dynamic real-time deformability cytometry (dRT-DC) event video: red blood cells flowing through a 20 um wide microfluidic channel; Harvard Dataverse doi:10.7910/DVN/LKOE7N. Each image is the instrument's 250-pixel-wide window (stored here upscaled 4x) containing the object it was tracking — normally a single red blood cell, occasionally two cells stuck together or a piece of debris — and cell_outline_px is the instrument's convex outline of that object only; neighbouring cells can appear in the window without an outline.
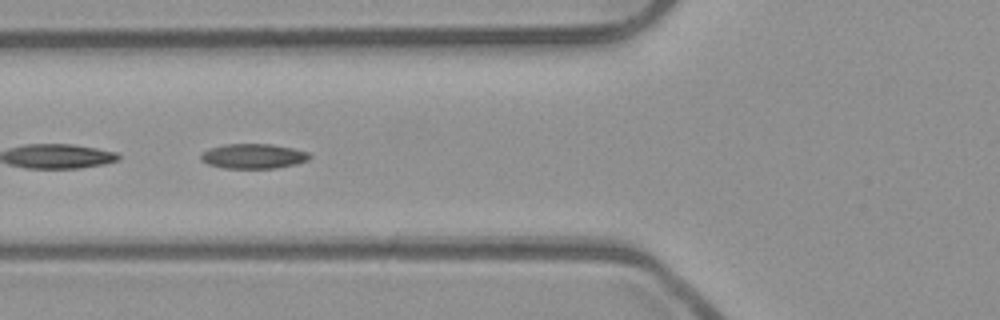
{"species": "common noctule bat (a hibernating species)", "species_latin": "Nyctalus noctula", "temperature_condition": "room temperature", "stored_images_in_passage": 28, "camera_frame_rate_fps": 3000, "um_per_image_px": 0.085, "animal": {"sex": "male", "body_mass_g": 23.1, "forearm_length_mm": 52.7}, "frame": {"image": 1, "passage_image": 9, "time_ms": 2.667, "image_size_px": [1000, 320], "cell_outline_px": [[312, 156], [308, 160], [296, 164], [276, 168], [224, 168], [208, 164], [200, 160], [200, 156], [208, 148], [224, 144], [272, 144], [292, 148], [308, 152]], "centroid_in_image_um": [21.53, 13.27], "position_along_channel_um": 104.3, "area_um2": 15.78}}
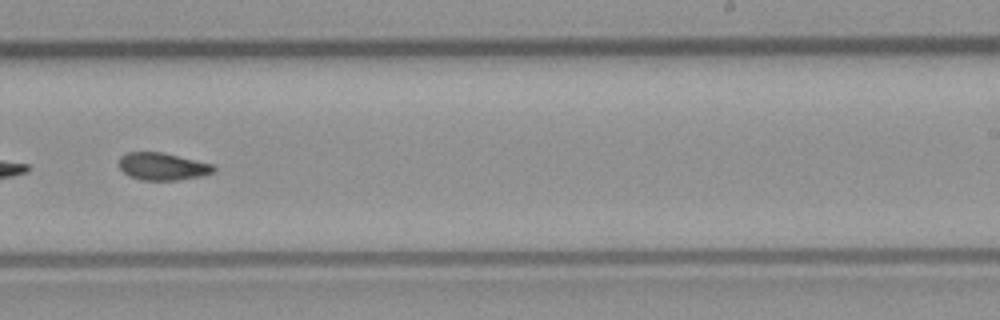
{"frame": {"image": 2, "passage_image": 22, "time_ms": 7.0, "image_size_px": [1000, 320], "cell_outline_px": [[216, 172], [204, 176], [176, 180], [140, 180], [128, 176], [120, 168], [120, 156], [128, 152], [160, 152], [212, 164], [216, 168]], "centroid_in_image_um": [13.83, 14.16], "position_along_channel_um": 275.2, "area_um2": 15.09}}
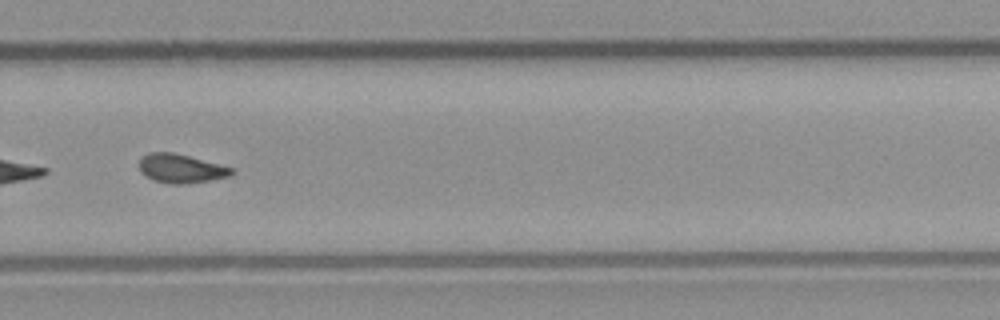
{"frame": {"image": 3, "passage_image": 25, "time_ms": 8.0, "image_size_px": [1000, 320], "cell_outline_px": [[236, 172], [228, 176], [208, 180], [184, 184], [172, 184], [152, 180], [144, 176], [140, 172], [140, 160], [148, 152], [172, 152], [220, 164], [232, 168]], "centroid_in_image_um": [15.35, 14.32], "position_along_channel_um": 314.4, "area_um2": 15.43}}